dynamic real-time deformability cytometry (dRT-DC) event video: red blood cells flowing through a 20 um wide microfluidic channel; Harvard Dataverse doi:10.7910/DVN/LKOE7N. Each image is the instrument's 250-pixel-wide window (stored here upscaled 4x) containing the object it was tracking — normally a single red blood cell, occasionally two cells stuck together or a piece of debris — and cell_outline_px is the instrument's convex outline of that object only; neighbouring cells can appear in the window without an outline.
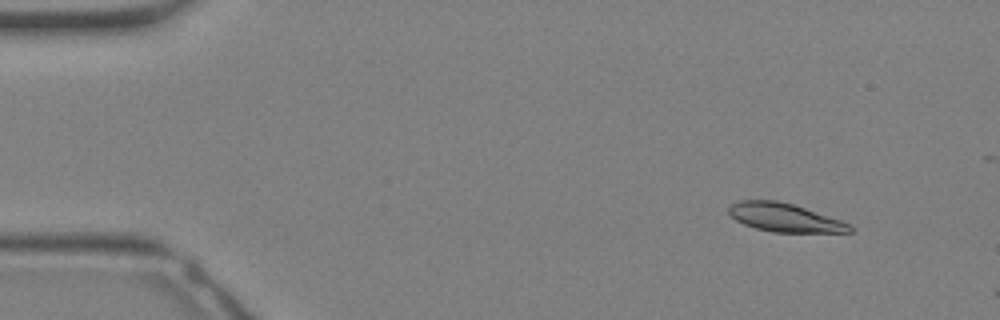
{"species": "Egyptian fruit bat (a non-hibernating species)", "species_latin": "Rousettus aegyptiacus", "temperature_condition": "warm", "stored_images_in_passage": 4, "camera_frame_rate_fps": 3000, "um_per_image_px": 0.085, "animal": {"sex": "female"}, "frame": {"image": 1, "passage_image": 2, "time_ms": 0.333, "image_size_px": [1000, 320], "cell_outline_px": [[856, 228], [852, 232], [772, 232], [756, 228], [744, 224], [736, 220], [728, 212], [728, 208], [732, 204], [740, 200], [776, 200], [792, 204], [840, 220]], "centroid_in_image_um": [66.68, 18.5], "position_along_channel_um": 18.3, "area_um2": 19.83}}